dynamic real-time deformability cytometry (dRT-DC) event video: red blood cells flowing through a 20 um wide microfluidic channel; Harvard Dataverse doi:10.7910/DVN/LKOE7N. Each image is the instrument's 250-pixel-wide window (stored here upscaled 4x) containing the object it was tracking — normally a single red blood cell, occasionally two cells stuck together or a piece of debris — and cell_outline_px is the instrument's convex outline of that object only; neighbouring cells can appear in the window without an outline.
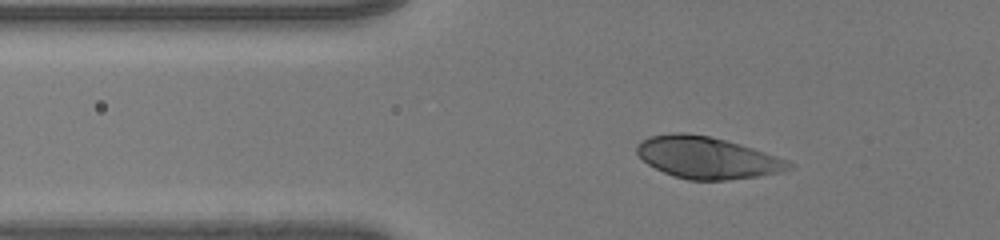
{"species": "human", "species_latin": "Homo sapiens", "temperature_condition": "room temperature", "stored_images_in_passage": 46, "camera_frame_rate_fps": 3000, "um_per_image_px": 0.085, "donor": {"sex": "male"}, "frame": {"image": 1, "passage_image": 13, "time_ms": 4.0, "image_size_px": [1000, 240], "cell_outline_px": [[796, 164], [792, 168], [780, 172], [760, 176], [728, 180], [688, 180], [664, 172], [648, 164], [636, 152], [636, 144], [652, 136], [672, 132], [684, 132], [708, 136], [740, 144], [788, 160]], "centroid_in_image_um": [60.13, 13.4], "position_along_channel_um": 65.7, "area_um2": 36.82}}
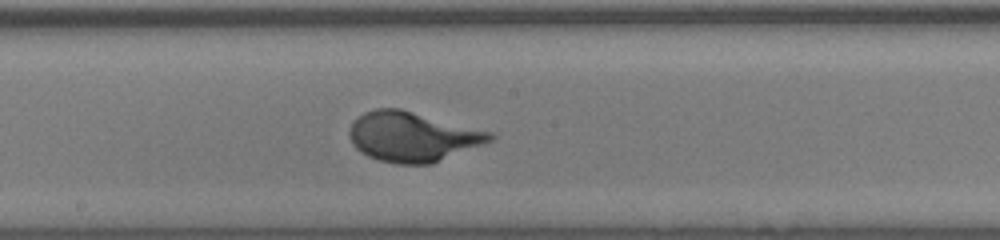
{"frame": {"image": 2, "passage_image": 26, "time_ms": 8.333, "image_size_px": [1000, 240], "cell_outline_px": [[496, 136], [492, 140], [432, 164], [396, 164], [380, 160], [368, 156], [360, 152], [352, 144], [348, 136], [348, 132], [352, 124], [364, 112], [376, 108], [400, 108], [492, 132]], "centroid_in_image_um": [35.04, 11.62], "position_along_channel_um": 213.2, "area_um2": 40.63}}
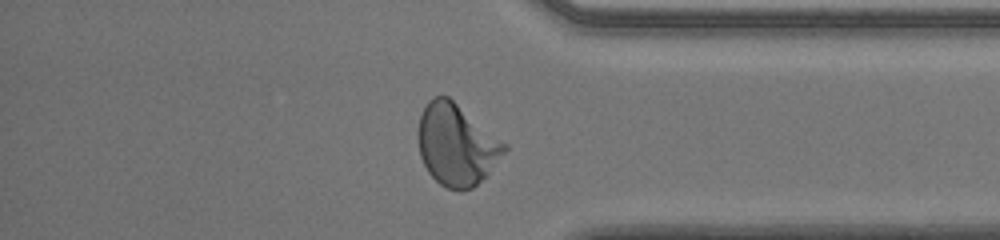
{"frame": {"image": 3, "passage_image": 40, "time_ms": 13.0, "image_size_px": [1000, 240], "cell_outline_px": [[508, 148], [488, 172], [472, 188], [460, 192], [448, 188], [440, 184], [428, 172], [420, 156], [420, 116], [428, 100], [432, 96], [448, 96], [508, 144]], "centroid_in_image_um": [38.82, 12.3], "position_along_channel_um": 396.4, "area_um2": 40.34}}